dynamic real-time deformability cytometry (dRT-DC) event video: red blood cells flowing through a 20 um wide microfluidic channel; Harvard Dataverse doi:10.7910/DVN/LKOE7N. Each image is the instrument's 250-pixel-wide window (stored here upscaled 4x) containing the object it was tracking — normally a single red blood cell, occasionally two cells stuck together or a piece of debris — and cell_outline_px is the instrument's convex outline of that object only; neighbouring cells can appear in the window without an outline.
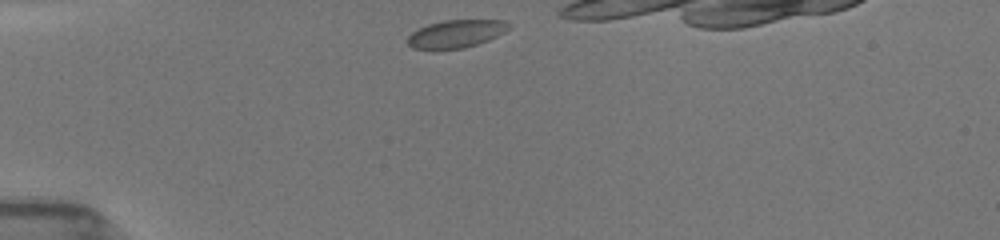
{"species": "common noctule bat (a hibernating species)", "species_latin": "Nyctalus noctula", "temperature_condition": "room temperature", "stored_images_in_passage": 11, "camera_frame_rate_fps": 3000, "um_per_image_px": 0.085, "animal": {"sex": "female", "body_mass_g": 19.5, "forearm_length_mm": 54.1}, "frame": {"image": 1, "passage_image": 1, "time_ms": 0.0, "image_size_px": [1000, 240], "cell_outline_px": [[512, 24], [504, 32], [488, 40], [464, 48], [412, 48], [408, 44], [408, 36], [412, 32], [428, 24], [444, 20], [504, 20]], "centroid_in_image_um": [38.79, 2.85], "position_along_channel_um": 46.2, "area_um2": 16.07}}
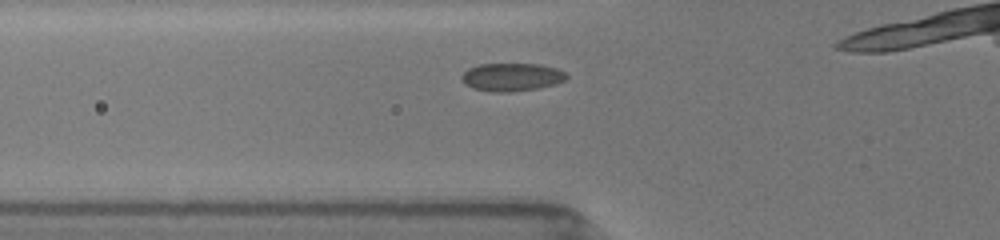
{"frame": {"image": 2, "passage_image": 6, "time_ms": 1.667, "image_size_px": [1000, 240], "cell_outline_px": [[568, 76], [564, 80], [556, 84], [540, 88], [512, 92], [492, 92], [472, 88], [464, 84], [460, 76], [468, 68], [480, 64], [540, 64], [556, 68], [564, 72]], "centroid_in_image_um": [43.48, 6.56], "position_along_channel_um": 82.3, "area_um2": 17.28}}
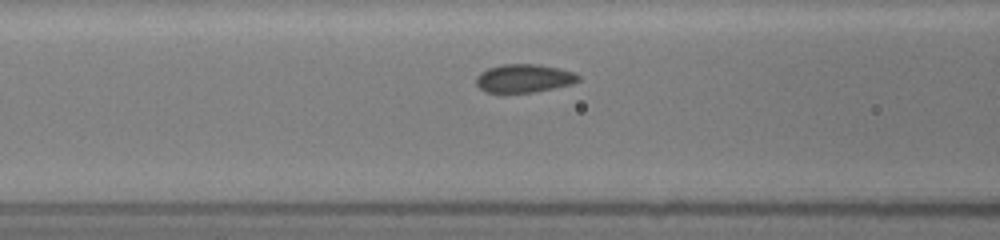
{"frame": {"image": 3, "passage_image": 9, "time_ms": 2.667, "image_size_px": [1000, 240], "cell_outline_px": [[580, 80], [572, 84], [536, 92], [484, 92], [476, 84], [476, 76], [480, 72], [488, 68], [500, 64], [540, 64], [560, 68], [572, 72], [580, 76]], "centroid_in_image_um": [44.53, 6.65], "position_along_channel_um": 122.1, "area_um2": 16.99}}